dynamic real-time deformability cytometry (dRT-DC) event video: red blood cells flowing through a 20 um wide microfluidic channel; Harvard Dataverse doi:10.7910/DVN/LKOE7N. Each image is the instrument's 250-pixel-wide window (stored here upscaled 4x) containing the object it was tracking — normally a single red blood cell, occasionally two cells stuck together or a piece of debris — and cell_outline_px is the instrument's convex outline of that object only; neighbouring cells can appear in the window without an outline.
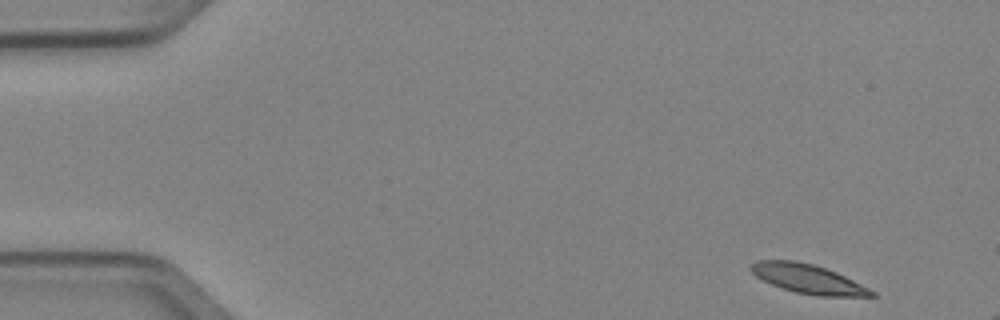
{"species": "Egyptian fruit bat (a non-hibernating species)", "species_latin": "Rousettus aegyptiacus", "temperature_condition": "cold", "stored_images_in_passage": 3, "camera_frame_rate_fps": 3000, "um_per_image_px": 0.085, "animal": {"sex": "female"}, "frame": {"image": 1, "passage_image": 1, "time_ms": 0.0, "image_size_px": [1000, 320], "cell_outline_px": [[876, 296], [816, 296], [796, 292], [772, 284], [756, 276], [748, 268], [756, 260], [796, 260], [812, 264], [836, 272], [876, 292]], "centroid_in_image_um": [68.66, 23.7], "position_along_channel_um": 16.3, "area_um2": 20.17}}